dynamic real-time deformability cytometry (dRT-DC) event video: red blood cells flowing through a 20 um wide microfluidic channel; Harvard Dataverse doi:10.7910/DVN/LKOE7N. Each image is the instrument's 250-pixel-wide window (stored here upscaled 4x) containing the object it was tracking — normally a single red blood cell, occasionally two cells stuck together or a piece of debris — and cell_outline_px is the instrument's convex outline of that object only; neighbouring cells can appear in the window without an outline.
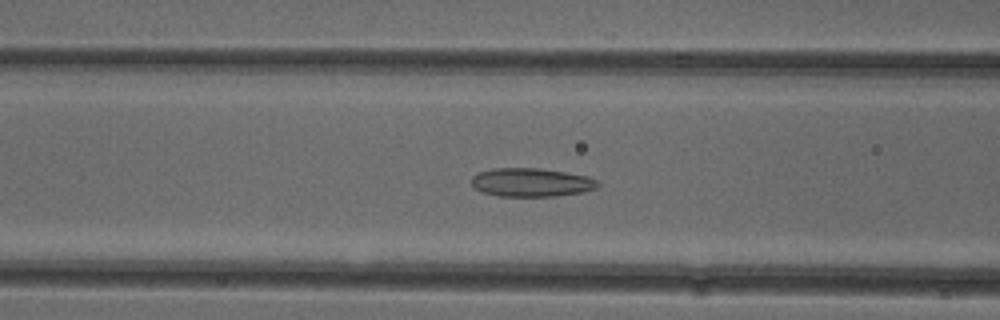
{"species": "common noctule bat (a hibernating species)", "species_latin": "Nyctalus noctula", "temperature_condition": "cold", "stored_images_in_passage": 40, "camera_frame_rate_fps": 3000, "um_per_image_px": 0.085, "animal": {"sex": "female"}, "frame": {"image": 1, "passage_image": 9, "time_ms": 2.667, "image_size_px": [1000, 320], "cell_outline_px": [[600, 184], [596, 188], [584, 192], [556, 196], [500, 196], [484, 192], [476, 188], [472, 184], [472, 176], [480, 172], [496, 168], [540, 168], [588, 176], [600, 180]], "centroid_in_image_um": [45.23, 15.5], "position_along_channel_um": 121.4, "area_um2": 20.98}}
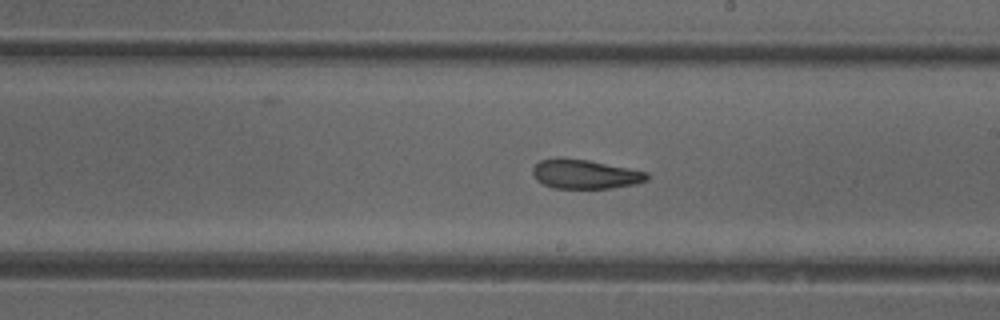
{"frame": {"image": 2, "passage_image": 18, "time_ms": 5.667, "image_size_px": [1000, 320], "cell_outline_px": [[648, 180], [636, 184], [612, 188], [552, 188], [536, 180], [532, 172], [532, 168], [540, 160], [556, 156], [560, 156], [588, 160], [648, 172]], "centroid_in_image_um": [49.69, 14.79], "position_along_channel_um": 239.3, "area_um2": 19.71}}
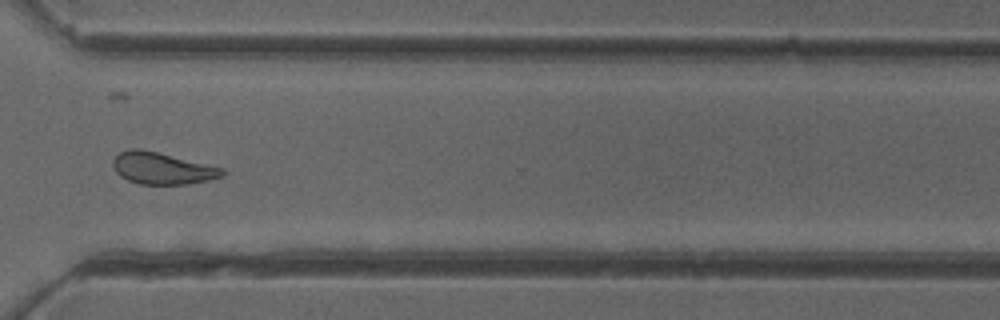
{"frame": {"image": 3, "passage_image": 27, "time_ms": 8.667, "image_size_px": [1000, 320], "cell_outline_px": [[224, 176], [208, 180], [188, 184], [140, 184], [128, 180], [120, 176], [116, 172], [112, 164], [112, 160], [120, 152], [128, 148], [140, 148], [224, 168]], "centroid_in_image_um": [13.76, 14.3], "position_along_channel_um": 356.8, "area_um2": 20.23}, "authors_computed_cell_mechanics": {"area_um2": 20.6924, "velocity_mm_per_s": 3.9247, "shape_relaxation_time_tau1_ms": 8.8594, "shape_relaxation_time_tau2_ms": 2.684, "deformation_change_tau1": 0.1519, "deformation_change_tau2": 0.1025}}